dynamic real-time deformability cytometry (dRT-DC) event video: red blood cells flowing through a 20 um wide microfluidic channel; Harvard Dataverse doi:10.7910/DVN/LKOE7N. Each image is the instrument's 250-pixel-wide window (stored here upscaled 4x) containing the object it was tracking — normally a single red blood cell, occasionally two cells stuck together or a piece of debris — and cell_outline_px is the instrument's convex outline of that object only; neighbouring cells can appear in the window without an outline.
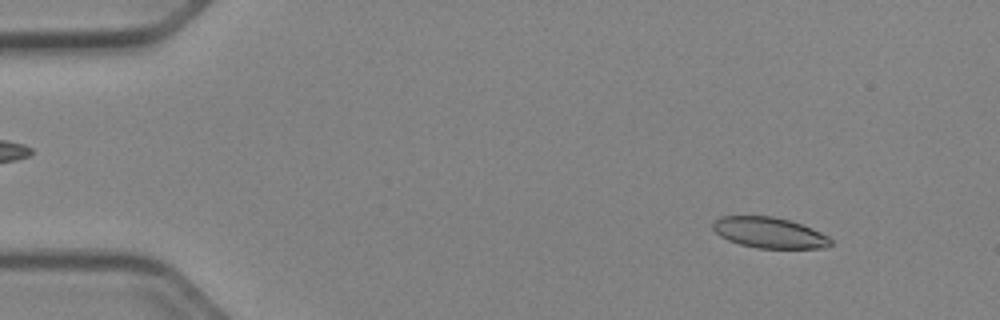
{"species": "Egyptian fruit bat (a non-hibernating species)", "species_latin": "Rousettus aegyptiacus", "temperature_condition": "cold", "stored_images_in_passage": 52, "camera_frame_rate_fps": 3000, "um_per_image_px": 0.085, "animal": {"sex": "female"}, "frame": {"image": 1, "passage_image": 6, "time_ms": 1.667, "image_size_px": [1000, 320], "cell_outline_px": [[832, 244], [824, 248], [756, 248], [740, 244], [728, 240], [720, 236], [712, 228], [712, 224], [720, 216], [772, 216], [788, 220], [812, 228], [828, 236], [832, 240]], "centroid_in_image_um": [65.39, 19.78], "position_along_channel_um": 19.6, "area_um2": 21.04}}
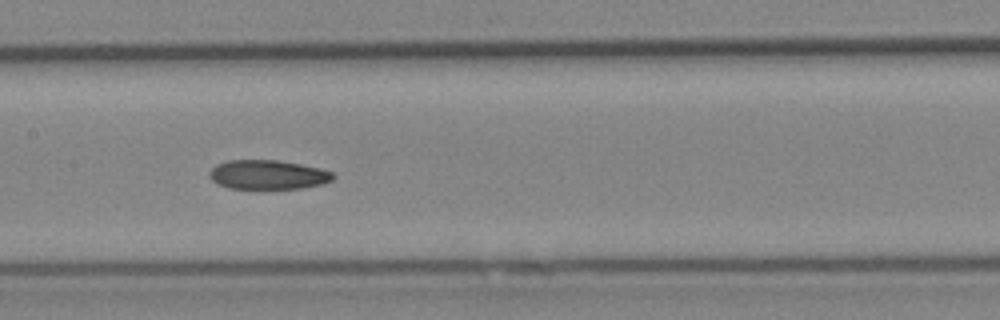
{"frame": {"image": 2, "passage_image": 26, "time_ms": 8.333, "image_size_px": [1000, 320], "cell_outline_px": [[336, 176], [332, 180], [324, 184], [300, 188], [228, 188], [216, 184], [208, 176], [208, 172], [216, 164], [228, 160], [276, 160], [300, 164], [320, 168], [332, 172]], "centroid_in_image_um": [22.75, 14.84], "position_along_channel_um": 184.6, "area_um2": 21.15}}
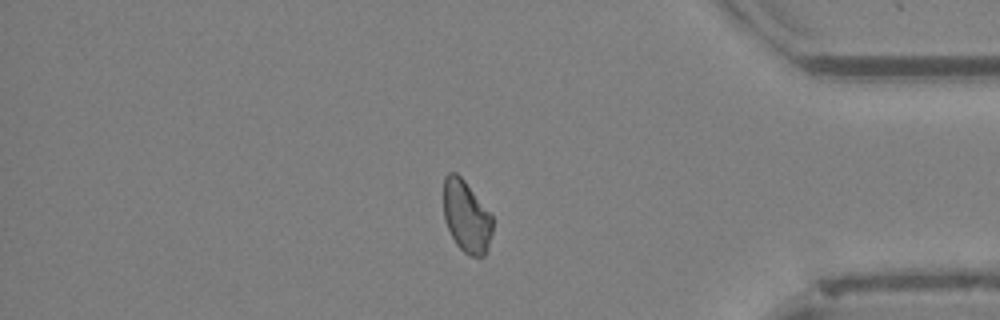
{"frame": {"image": 3, "passage_image": 44, "time_ms": 14.333, "image_size_px": [1000, 320], "cell_outline_px": [[492, 232], [488, 248], [484, 256], [468, 256], [456, 244], [444, 220], [444, 176], [448, 172], [456, 172], [464, 180], [492, 216]], "centroid_in_image_um": [39.63, 18.41], "position_along_channel_um": 395.6, "area_um2": 20.4}, "authors_computed_cell_mechanics": {"area_um2": 21.5016, "velocity_mm_per_s": 3.9483, "shape_relaxation_time_tau1_ms": null, "shape_relaxation_time_tau2_ms": 6.9553, "deformation_change_tau1": null, "deformation_change_tau2": 0.1256}}